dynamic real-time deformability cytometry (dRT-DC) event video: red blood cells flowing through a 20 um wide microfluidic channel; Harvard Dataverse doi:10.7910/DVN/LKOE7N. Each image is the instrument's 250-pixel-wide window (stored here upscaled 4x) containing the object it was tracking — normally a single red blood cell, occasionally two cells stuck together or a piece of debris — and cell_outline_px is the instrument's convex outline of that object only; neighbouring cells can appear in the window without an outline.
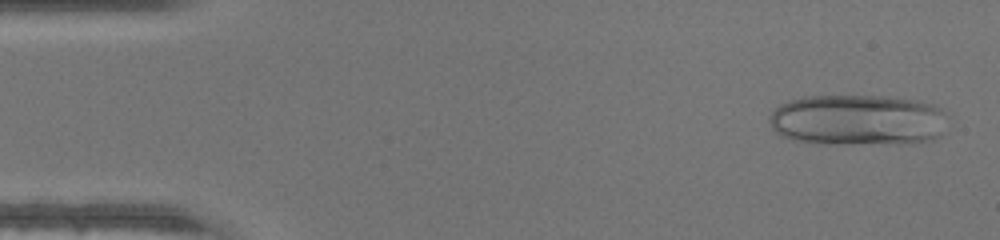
{"species": "human", "species_latin": "Homo sapiens", "temperature_condition": "warm", "stored_images_in_passage": 45, "camera_frame_rate_fps": 3000, "um_per_image_px": 0.085, "donor": {"sex": "male"}, "frame": {"image": 1, "passage_image": 2, "time_ms": 0.333, "image_size_px": [1000, 240], "cell_outline_px": [[944, 112], [940, 136], [924, 140], [792, 140], [780, 136], [772, 128], [768, 120], [768, 116], [780, 104], [788, 100], [804, 96], [888, 96], [920, 100], [936, 104]], "centroid_in_image_um": [72.82, 10.09], "position_along_channel_um": 12.2, "area_um2": 50.52}}
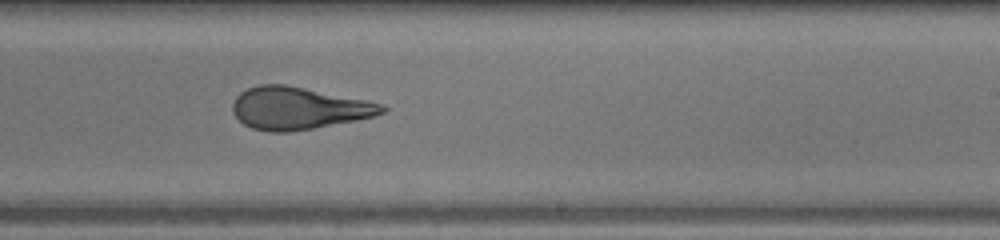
{"frame": {"image": 2, "passage_image": 27, "time_ms": 8.667, "image_size_px": [1000, 240], "cell_outline_px": [[388, 108], [384, 112], [372, 116], [356, 120], [312, 128], [288, 132], [268, 132], [252, 128], [244, 124], [232, 112], [232, 104], [236, 96], [240, 92], [248, 88], [260, 84], [284, 84], [368, 100], [384, 104]], "centroid_in_image_um": [25.35, 9.19], "position_along_channel_um": 263.6, "area_um2": 36.76}}
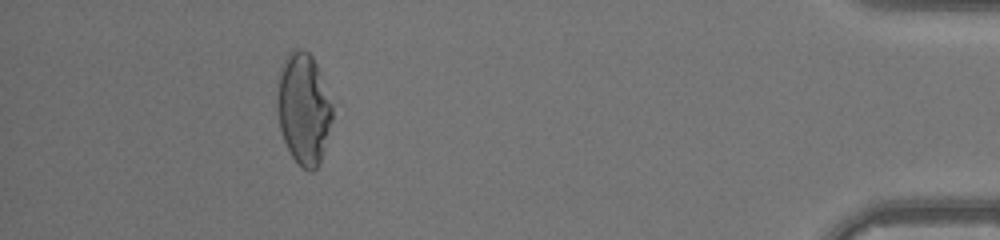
{"frame": {"image": 3, "passage_image": 41, "time_ms": 13.333, "image_size_px": [1000, 240], "cell_outline_px": [[332, 120], [320, 164], [312, 172], [308, 172], [300, 168], [292, 156], [284, 140], [280, 128], [276, 108], [276, 88], [280, 68], [284, 56], [292, 48], [300, 48], [308, 52], [312, 56], [316, 64], [332, 104]], "centroid_in_image_um": [25.77, 9.23], "position_along_channel_um": 409.4, "area_um2": 36.3}}